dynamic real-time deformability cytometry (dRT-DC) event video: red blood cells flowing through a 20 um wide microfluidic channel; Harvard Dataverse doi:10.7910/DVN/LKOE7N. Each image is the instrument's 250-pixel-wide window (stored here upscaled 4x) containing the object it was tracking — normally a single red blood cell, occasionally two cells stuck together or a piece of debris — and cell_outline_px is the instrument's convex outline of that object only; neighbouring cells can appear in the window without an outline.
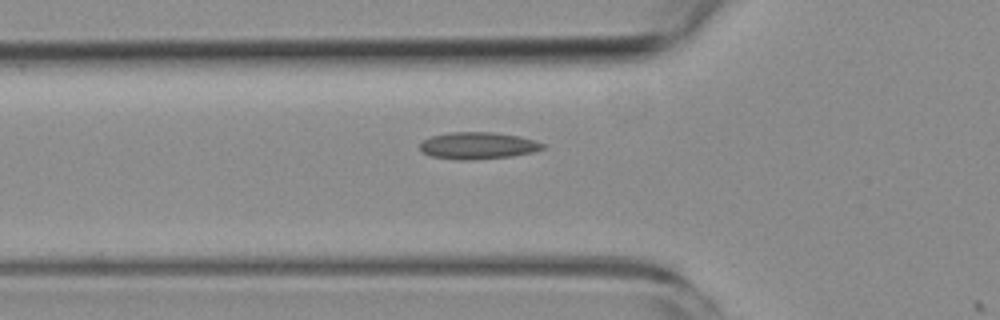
{"species": "common noctule bat (a hibernating species)", "species_latin": "Nyctalus noctula", "temperature_condition": "room temperature", "stored_images_in_passage": 4, "camera_frame_rate_fps": 3000, "um_per_image_px": 0.085, "animal": {"sex": "female", "body_mass_g": 19.3, "forearm_length_mm": 54.1}, "frame": {"image": 1, "passage_image": 3, "time_ms": 0.667, "image_size_px": [1000, 320], "cell_outline_px": [[548, 144], [544, 148], [532, 152], [512, 156], [472, 160], [460, 160], [428, 156], [420, 148], [420, 144], [424, 140], [432, 136], [448, 132], [492, 132], [520, 136], [536, 140]], "centroid_in_image_um": [40.66, 12.38], "position_along_channel_um": 85.1, "area_um2": 19.42}}